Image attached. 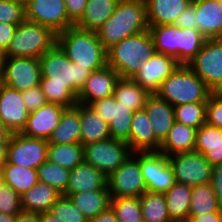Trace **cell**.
Returning a JSON list of instances; mask_svg holds the SVG:
<instances>
[{"label": "cell", "instance_id": "836d02e7", "mask_svg": "<svg viewBox=\"0 0 222 222\" xmlns=\"http://www.w3.org/2000/svg\"><path fill=\"white\" fill-rule=\"evenodd\" d=\"M150 95L147 90L142 88L132 78H120L115 85L113 94L116 102L129 107L133 112L143 109Z\"/></svg>", "mask_w": 222, "mask_h": 222}, {"label": "cell", "instance_id": "1f68e13d", "mask_svg": "<svg viewBox=\"0 0 222 222\" xmlns=\"http://www.w3.org/2000/svg\"><path fill=\"white\" fill-rule=\"evenodd\" d=\"M68 197L89 220L111 207V196L107 187L103 190L73 193Z\"/></svg>", "mask_w": 222, "mask_h": 222}, {"label": "cell", "instance_id": "f907efd6", "mask_svg": "<svg viewBox=\"0 0 222 222\" xmlns=\"http://www.w3.org/2000/svg\"><path fill=\"white\" fill-rule=\"evenodd\" d=\"M18 25L0 22V52L3 54L14 36Z\"/></svg>", "mask_w": 222, "mask_h": 222}, {"label": "cell", "instance_id": "cb8c5ba5", "mask_svg": "<svg viewBox=\"0 0 222 222\" xmlns=\"http://www.w3.org/2000/svg\"><path fill=\"white\" fill-rule=\"evenodd\" d=\"M148 26L172 25L192 0H145Z\"/></svg>", "mask_w": 222, "mask_h": 222}, {"label": "cell", "instance_id": "d4e9b609", "mask_svg": "<svg viewBox=\"0 0 222 222\" xmlns=\"http://www.w3.org/2000/svg\"><path fill=\"white\" fill-rule=\"evenodd\" d=\"M80 112L81 138L80 143L87 145L111 138L109 124L97 114L92 107L86 104L75 105Z\"/></svg>", "mask_w": 222, "mask_h": 222}, {"label": "cell", "instance_id": "6f0895ef", "mask_svg": "<svg viewBox=\"0 0 222 222\" xmlns=\"http://www.w3.org/2000/svg\"><path fill=\"white\" fill-rule=\"evenodd\" d=\"M13 133L0 120V140H9Z\"/></svg>", "mask_w": 222, "mask_h": 222}, {"label": "cell", "instance_id": "b9f144b4", "mask_svg": "<svg viewBox=\"0 0 222 222\" xmlns=\"http://www.w3.org/2000/svg\"><path fill=\"white\" fill-rule=\"evenodd\" d=\"M148 30L156 52L172 55L175 58V26L173 24L149 26Z\"/></svg>", "mask_w": 222, "mask_h": 222}, {"label": "cell", "instance_id": "db71d44e", "mask_svg": "<svg viewBox=\"0 0 222 222\" xmlns=\"http://www.w3.org/2000/svg\"><path fill=\"white\" fill-rule=\"evenodd\" d=\"M89 222H118V220L115 212L110 207L108 210L98 214L94 218H91Z\"/></svg>", "mask_w": 222, "mask_h": 222}, {"label": "cell", "instance_id": "30bf717a", "mask_svg": "<svg viewBox=\"0 0 222 222\" xmlns=\"http://www.w3.org/2000/svg\"><path fill=\"white\" fill-rule=\"evenodd\" d=\"M139 163L147 191L165 193L177 182L169 159L162 152H139Z\"/></svg>", "mask_w": 222, "mask_h": 222}, {"label": "cell", "instance_id": "8992f818", "mask_svg": "<svg viewBox=\"0 0 222 222\" xmlns=\"http://www.w3.org/2000/svg\"><path fill=\"white\" fill-rule=\"evenodd\" d=\"M56 35L46 26L25 20L17 26L3 57L39 59L56 43Z\"/></svg>", "mask_w": 222, "mask_h": 222}, {"label": "cell", "instance_id": "ab89813d", "mask_svg": "<svg viewBox=\"0 0 222 222\" xmlns=\"http://www.w3.org/2000/svg\"><path fill=\"white\" fill-rule=\"evenodd\" d=\"M111 209L118 222H143L139 197L111 198Z\"/></svg>", "mask_w": 222, "mask_h": 222}, {"label": "cell", "instance_id": "f5cc1de1", "mask_svg": "<svg viewBox=\"0 0 222 222\" xmlns=\"http://www.w3.org/2000/svg\"><path fill=\"white\" fill-rule=\"evenodd\" d=\"M188 222H222V209L218 212L203 213L188 217Z\"/></svg>", "mask_w": 222, "mask_h": 222}, {"label": "cell", "instance_id": "ac0fdd59", "mask_svg": "<svg viewBox=\"0 0 222 222\" xmlns=\"http://www.w3.org/2000/svg\"><path fill=\"white\" fill-rule=\"evenodd\" d=\"M119 74L109 65L92 71L77 96L78 103L91 102L113 96Z\"/></svg>", "mask_w": 222, "mask_h": 222}, {"label": "cell", "instance_id": "ee69618b", "mask_svg": "<svg viewBox=\"0 0 222 222\" xmlns=\"http://www.w3.org/2000/svg\"><path fill=\"white\" fill-rule=\"evenodd\" d=\"M22 211L21 196L4 182L0 184V212L17 215Z\"/></svg>", "mask_w": 222, "mask_h": 222}, {"label": "cell", "instance_id": "680465c9", "mask_svg": "<svg viewBox=\"0 0 222 222\" xmlns=\"http://www.w3.org/2000/svg\"><path fill=\"white\" fill-rule=\"evenodd\" d=\"M40 222H61L59 217L51 214L49 211L40 214Z\"/></svg>", "mask_w": 222, "mask_h": 222}, {"label": "cell", "instance_id": "816d5d0a", "mask_svg": "<svg viewBox=\"0 0 222 222\" xmlns=\"http://www.w3.org/2000/svg\"><path fill=\"white\" fill-rule=\"evenodd\" d=\"M211 185L219 204L222 206V163L212 167Z\"/></svg>", "mask_w": 222, "mask_h": 222}, {"label": "cell", "instance_id": "e0dca14e", "mask_svg": "<svg viewBox=\"0 0 222 222\" xmlns=\"http://www.w3.org/2000/svg\"><path fill=\"white\" fill-rule=\"evenodd\" d=\"M29 111L24 105L21 92L0 83V120L12 133L25 128Z\"/></svg>", "mask_w": 222, "mask_h": 222}, {"label": "cell", "instance_id": "7402d4cb", "mask_svg": "<svg viewBox=\"0 0 222 222\" xmlns=\"http://www.w3.org/2000/svg\"><path fill=\"white\" fill-rule=\"evenodd\" d=\"M105 187H107V176L83 161L70 170L69 182L63 195L69 196L73 193L103 190Z\"/></svg>", "mask_w": 222, "mask_h": 222}, {"label": "cell", "instance_id": "5b68a950", "mask_svg": "<svg viewBox=\"0 0 222 222\" xmlns=\"http://www.w3.org/2000/svg\"><path fill=\"white\" fill-rule=\"evenodd\" d=\"M213 92L187 65H180L160 85L155 93L173 107L195 102H207Z\"/></svg>", "mask_w": 222, "mask_h": 222}, {"label": "cell", "instance_id": "f6af8a7d", "mask_svg": "<svg viewBox=\"0 0 222 222\" xmlns=\"http://www.w3.org/2000/svg\"><path fill=\"white\" fill-rule=\"evenodd\" d=\"M25 20L23 5L11 0H0V22L19 25Z\"/></svg>", "mask_w": 222, "mask_h": 222}, {"label": "cell", "instance_id": "74e56055", "mask_svg": "<svg viewBox=\"0 0 222 222\" xmlns=\"http://www.w3.org/2000/svg\"><path fill=\"white\" fill-rule=\"evenodd\" d=\"M139 200L143 222H172L164 193L146 191Z\"/></svg>", "mask_w": 222, "mask_h": 222}, {"label": "cell", "instance_id": "2e32d148", "mask_svg": "<svg viewBox=\"0 0 222 222\" xmlns=\"http://www.w3.org/2000/svg\"><path fill=\"white\" fill-rule=\"evenodd\" d=\"M180 65L172 55L155 52L132 79L150 94H155L163 81Z\"/></svg>", "mask_w": 222, "mask_h": 222}, {"label": "cell", "instance_id": "4316f807", "mask_svg": "<svg viewBox=\"0 0 222 222\" xmlns=\"http://www.w3.org/2000/svg\"><path fill=\"white\" fill-rule=\"evenodd\" d=\"M61 195L52 186L39 181L21 195L22 211L36 214L48 212Z\"/></svg>", "mask_w": 222, "mask_h": 222}, {"label": "cell", "instance_id": "6da1fadb", "mask_svg": "<svg viewBox=\"0 0 222 222\" xmlns=\"http://www.w3.org/2000/svg\"><path fill=\"white\" fill-rule=\"evenodd\" d=\"M39 62L42 76L39 86L47 102L66 108L75 106L79 91L92 70L71 62L57 43L39 58Z\"/></svg>", "mask_w": 222, "mask_h": 222}, {"label": "cell", "instance_id": "d6986e66", "mask_svg": "<svg viewBox=\"0 0 222 222\" xmlns=\"http://www.w3.org/2000/svg\"><path fill=\"white\" fill-rule=\"evenodd\" d=\"M65 108L59 104L47 103L30 112L26 126L21 133L27 137L48 140L58 126Z\"/></svg>", "mask_w": 222, "mask_h": 222}, {"label": "cell", "instance_id": "3957f363", "mask_svg": "<svg viewBox=\"0 0 222 222\" xmlns=\"http://www.w3.org/2000/svg\"><path fill=\"white\" fill-rule=\"evenodd\" d=\"M56 43L71 62L81 67L95 71L107 65V49L100 42L97 32L74 25L58 33Z\"/></svg>", "mask_w": 222, "mask_h": 222}, {"label": "cell", "instance_id": "9c48e42d", "mask_svg": "<svg viewBox=\"0 0 222 222\" xmlns=\"http://www.w3.org/2000/svg\"><path fill=\"white\" fill-rule=\"evenodd\" d=\"M84 161L106 176L116 171L132 153L125 141L109 138L83 145Z\"/></svg>", "mask_w": 222, "mask_h": 222}, {"label": "cell", "instance_id": "91938a15", "mask_svg": "<svg viewBox=\"0 0 222 222\" xmlns=\"http://www.w3.org/2000/svg\"><path fill=\"white\" fill-rule=\"evenodd\" d=\"M16 215H8L0 212V222H15Z\"/></svg>", "mask_w": 222, "mask_h": 222}, {"label": "cell", "instance_id": "11a10c76", "mask_svg": "<svg viewBox=\"0 0 222 222\" xmlns=\"http://www.w3.org/2000/svg\"><path fill=\"white\" fill-rule=\"evenodd\" d=\"M15 222H40V214L21 211L16 215Z\"/></svg>", "mask_w": 222, "mask_h": 222}, {"label": "cell", "instance_id": "ba28073f", "mask_svg": "<svg viewBox=\"0 0 222 222\" xmlns=\"http://www.w3.org/2000/svg\"><path fill=\"white\" fill-rule=\"evenodd\" d=\"M107 189L111 198L140 197L146 189L145 180L141 174L139 152H134L107 176Z\"/></svg>", "mask_w": 222, "mask_h": 222}, {"label": "cell", "instance_id": "8fae6325", "mask_svg": "<svg viewBox=\"0 0 222 222\" xmlns=\"http://www.w3.org/2000/svg\"><path fill=\"white\" fill-rule=\"evenodd\" d=\"M41 77L38 58L3 57L2 84L22 92L39 86Z\"/></svg>", "mask_w": 222, "mask_h": 222}, {"label": "cell", "instance_id": "277c9868", "mask_svg": "<svg viewBox=\"0 0 222 222\" xmlns=\"http://www.w3.org/2000/svg\"><path fill=\"white\" fill-rule=\"evenodd\" d=\"M156 52L149 30L127 37L107 49V65L120 78H132Z\"/></svg>", "mask_w": 222, "mask_h": 222}, {"label": "cell", "instance_id": "60d3db41", "mask_svg": "<svg viewBox=\"0 0 222 222\" xmlns=\"http://www.w3.org/2000/svg\"><path fill=\"white\" fill-rule=\"evenodd\" d=\"M175 121L199 129L206 123V102L174 106Z\"/></svg>", "mask_w": 222, "mask_h": 222}, {"label": "cell", "instance_id": "d590c367", "mask_svg": "<svg viewBox=\"0 0 222 222\" xmlns=\"http://www.w3.org/2000/svg\"><path fill=\"white\" fill-rule=\"evenodd\" d=\"M47 160L65 169L72 170L84 161L83 145L81 143H49Z\"/></svg>", "mask_w": 222, "mask_h": 222}, {"label": "cell", "instance_id": "44dd1931", "mask_svg": "<svg viewBox=\"0 0 222 222\" xmlns=\"http://www.w3.org/2000/svg\"><path fill=\"white\" fill-rule=\"evenodd\" d=\"M144 109L156 139L162 143L175 122L174 107L156 94H151L146 100Z\"/></svg>", "mask_w": 222, "mask_h": 222}, {"label": "cell", "instance_id": "9a60e30c", "mask_svg": "<svg viewBox=\"0 0 222 222\" xmlns=\"http://www.w3.org/2000/svg\"><path fill=\"white\" fill-rule=\"evenodd\" d=\"M89 106L109 124L111 138L128 141L134 114L129 107L116 102L114 96L93 101Z\"/></svg>", "mask_w": 222, "mask_h": 222}, {"label": "cell", "instance_id": "94428289", "mask_svg": "<svg viewBox=\"0 0 222 222\" xmlns=\"http://www.w3.org/2000/svg\"><path fill=\"white\" fill-rule=\"evenodd\" d=\"M11 1L19 3L25 7L29 3L30 0H11Z\"/></svg>", "mask_w": 222, "mask_h": 222}, {"label": "cell", "instance_id": "f35d334b", "mask_svg": "<svg viewBox=\"0 0 222 222\" xmlns=\"http://www.w3.org/2000/svg\"><path fill=\"white\" fill-rule=\"evenodd\" d=\"M37 172L40 182L46 183L64 194L69 182L70 170L46 160L37 168Z\"/></svg>", "mask_w": 222, "mask_h": 222}, {"label": "cell", "instance_id": "bcb514c9", "mask_svg": "<svg viewBox=\"0 0 222 222\" xmlns=\"http://www.w3.org/2000/svg\"><path fill=\"white\" fill-rule=\"evenodd\" d=\"M206 123L222 128V92L212 93L206 102Z\"/></svg>", "mask_w": 222, "mask_h": 222}, {"label": "cell", "instance_id": "7c38bea8", "mask_svg": "<svg viewBox=\"0 0 222 222\" xmlns=\"http://www.w3.org/2000/svg\"><path fill=\"white\" fill-rule=\"evenodd\" d=\"M48 140L13 133L9 139L6 162L37 169L47 160Z\"/></svg>", "mask_w": 222, "mask_h": 222}, {"label": "cell", "instance_id": "be15d7a7", "mask_svg": "<svg viewBox=\"0 0 222 222\" xmlns=\"http://www.w3.org/2000/svg\"><path fill=\"white\" fill-rule=\"evenodd\" d=\"M3 182L2 180V169L0 168V184Z\"/></svg>", "mask_w": 222, "mask_h": 222}, {"label": "cell", "instance_id": "f1b7e54d", "mask_svg": "<svg viewBox=\"0 0 222 222\" xmlns=\"http://www.w3.org/2000/svg\"><path fill=\"white\" fill-rule=\"evenodd\" d=\"M81 120L76 106L65 108L58 126L54 129L48 143L74 144L80 143Z\"/></svg>", "mask_w": 222, "mask_h": 222}, {"label": "cell", "instance_id": "603a6c76", "mask_svg": "<svg viewBox=\"0 0 222 222\" xmlns=\"http://www.w3.org/2000/svg\"><path fill=\"white\" fill-rule=\"evenodd\" d=\"M197 29L207 38H222V4L217 0H195Z\"/></svg>", "mask_w": 222, "mask_h": 222}, {"label": "cell", "instance_id": "52a82bcc", "mask_svg": "<svg viewBox=\"0 0 222 222\" xmlns=\"http://www.w3.org/2000/svg\"><path fill=\"white\" fill-rule=\"evenodd\" d=\"M187 66L213 93L222 92V38L206 39Z\"/></svg>", "mask_w": 222, "mask_h": 222}, {"label": "cell", "instance_id": "f546056e", "mask_svg": "<svg viewBox=\"0 0 222 222\" xmlns=\"http://www.w3.org/2000/svg\"><path fill=\"white\" fill-rule=\"evenodd\" d=\"M120 0H87V5L76 27L97 32L105 21L115 12Z\"/></svg>", "mask_w": 222, "mask_h": 222}, {"label": "cell", "instance_id": "8d00e7d4", "mask_svg": "<svg viewBox=\"0 0 222 222\" xmlns=\"http://www.w3.org/2000/svg\"><path fill=\"white\" fill-rule=\"evenodd\" d=\"M189 216L218 212L222 209L211 183L192 186Z\"/></svg>", "mask_w": 222, "mask_h": 222}, {"label": "cell", "instance_id": "ffe728a7", "mask_svg": "<svg viewBox=\"0 0 222 222\" xmlns=\"http://www.w3.org/2000/svg\"><path fill=\"white\" fill-rule=\"evenodd\" d=\"M127 143L132 153L159 151L161 143L154 135L150 119L144 108L133 114L130 137Z\"/></svg>", "mask_w": 222, "mask_h": 222}, {"label": "cell", "instance_id": "4fadbf2b", "mask_svg": "<svg viewBox=\"0 0 222 222\" xmlns=\"http://www.w3.org/2000/svg\"><path fill=\"white\" fill-rule=\"evenodd\" d=\"M176 181L181 184L196 186L211 183L212 165L199 152H184L168 157Z\"/></svg>", "mask_w": 222, "mask_h": 222}, {"label": "cell", "instance_id": "4dcf8cb0", "mask_svg": "<svg viewBox=\"0 0 222 222\" xmlns=\"http://www.w3.org/2000/svg\"><path fill=\"white\" fill-rule=\"evenodd\" d=\"M175 58L181 65H187L199 52L206 37L198 29L175 26Z\"/></svg>", "mask_w": 222, "mask_h": 222}, {"label": "cell", "instance_id": "9f6ffc18", "mask_svg": "<svg viewBox=\"0 0 222 222\" xmlns=\"http://www.w3.org/2000/svg\"><path fill=\"white\" fill-rule=\"evenodd\" d=\"M9 140H0V168L6 162Z\"/></svg>", "mask_w": 222, "mask_h": 222}, {"label": "cell", "instance_id": "6125c7cd", "mask_svg": "<svg viewBox=\"0 0 222 222\" xmlns=\"http://www.w3.org/2000/svg\"><path fill=\"white\" fill-rule=\"evenodd\" d=\"M2 62H3V55H0V83L2 79Z\"/></svg>", "mask_w": 222, "mask_h": 222}, {"label": "cell", "instance_id": "e575fe53", "mask_svg": "<svg viewBox=\"0 0 222 222\" xmlns=\"http://www.w3.org/2000/svg\"><path fill=\"white\" fill-rule=\"evenodd\" d=\"M2 180L20 196L39 182L37 169L5 162L2 166Z\"/></svg>", "mask_w": 222, "mask_h": 222}, {"label": "cell", "instance_id": "7bdbcfd3", "mask_svg": "<svg viewBox=\"0 0 222 222\" xmlns=\"http://www.w3.org/2000/svg\"><path fill=\"white\" fill-rule=\"evenodd\" d=\"M49 212L59 217L61 222H89V219L71 201L68 196L61 195Z\"/></svg>", "mask_w": 222, "mask_h": 222}, {"label": "cell", "instance_id": "7a4b0ae2", "mask_svg": "<svg viewBox=\"0 0 222 222\" xmlns=\"http://www.w3.org/2000/svg\"><path fill=\"white\" fill-rule=\"evenodd\" d=\"M148 29L145 0H120L115 12L97 34L102 45L108 49L123 39Z\"/></svg>", "mask_w": 222, "mask_h": 222}, {"label": "cell", "instance_id": "681fc988", "mask_svg": "<svg viewBox=\"0 0 222 222\" xmlns=\"http://www.w3.org/2000/svg\"><path fill=\"white\" fill-rule=\"evenodd\" d=\"M70 21L75 25L83 16L87 0H64Z\"/></svg>", "mask_w": 222, "mask_h": 222}, {"label": "cell", "instance_id": "5bb4252c", "mask_svg": "<svg viewBox=\"0 0 222 222\" xmlns=\"http://www.w3.org/2000/svg\"><path fill=\"white\" fill-rule=\"evenodd\" d=\"M26 20L50 28L55 34L74 26L64 0H30L25 6Z\"/></svg>", "mask_w": 222, "mask_h": 222}, {"label": "cell", "instance_id": "484cf974", "mask_svg": "<svg viewBox=\"0 0 222 222\" xmlns=\"http://www.w3.org/2000/svg\"><path fill=\"white\" fill-rule=\"evenodd\" d=\"M197 130V128L175 121L168 135L161 143L159 151L167 157L178 153L194 151Z\"/></svg>", "mask_w": 222, "mask_h": 222}, {"label": "cell", "instance_id": "c3c4849f", "mask_svg": "<svg viewBox=\"0 0 222 222\" xmlns=\"http://www.w3.org/2000/svg\"><path fill=\"white\" fill-rule=\"evenodd\" d=\"M174 26L178 28L197 29L195 0L176 18Z\"/></svg>", "mask_w": 222, "mask_h": 222}, {"label": "cell", "instance_id": "d6a6232c", "mask_svg": "<svg viewBox=\"0 0 222 222\" xmlns=\"http://www.w3.org/2000/svg\"><path fill=\"white\" fill-rule=\"evenodd\" d=\"M192 186L176 182L164 193L172 222H188Z\"/></svg>", "mask_w": 222, "mask_h": 222}, {"label": "cell", "instance_id": "83f0119b", "mask_svg": "<svg viewBox=\"0 0 222 222\" xmlns=\"http://www.w3.org/2000/svg\"><path fill=\"white\" fill-rule=\"evenodd\" d=\"M194 151L203 154L212 166L222 163V128L203 124L197 130Z\"/></svg>", "mask_w": 222, "mask_h": 222}, {"label": "cell", "instance_id": "7dc6e473", "mask_svg": "<svg viewBox=\"0 0 222 222\" xmlns=\"http://www.w3.org/2000/svg\"><path fill=\"white\" fill-rule=\"evenodd\" d=\"M21 95L29 112H33L48 103L40 86L22 91Z\"/></svg>", "mask_w": 222, "mask_h": 222}]
</instances>
